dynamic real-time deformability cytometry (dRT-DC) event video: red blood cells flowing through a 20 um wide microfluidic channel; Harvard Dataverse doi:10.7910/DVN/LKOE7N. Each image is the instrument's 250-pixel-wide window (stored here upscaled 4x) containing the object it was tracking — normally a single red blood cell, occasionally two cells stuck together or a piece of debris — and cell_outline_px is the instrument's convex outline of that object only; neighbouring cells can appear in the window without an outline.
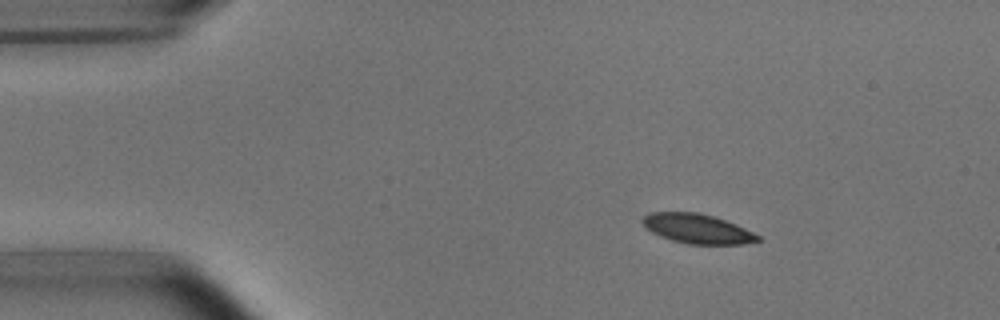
{"species": "common noctule bat (a hibernating species)", "species_latin": "Nyctalus noctula", "temperature_condition": "room temperature", "stored_images_in_passage": 4, "camera_frame_rate_fps": 3000, "um_per_image_px": 0.085, "animal": {"sex": "male", "body_mass_g": 15.6}, "frame": {"image": 1, "passage_image": 2, "time_ms": 1.0, "image_size_px": [1000, 320], "cell_outline_px": [[760, 240], [744, 244], [688, 244], [672, 240], [660, 236], [652, 232], [640, 220], [648, 212], [700, 212], [736, 224], [760, 236]], "centroid_in_image_um": [59.26, 19.43], "position_along_channel_um": 25.7, "area_um2": 19.71}}